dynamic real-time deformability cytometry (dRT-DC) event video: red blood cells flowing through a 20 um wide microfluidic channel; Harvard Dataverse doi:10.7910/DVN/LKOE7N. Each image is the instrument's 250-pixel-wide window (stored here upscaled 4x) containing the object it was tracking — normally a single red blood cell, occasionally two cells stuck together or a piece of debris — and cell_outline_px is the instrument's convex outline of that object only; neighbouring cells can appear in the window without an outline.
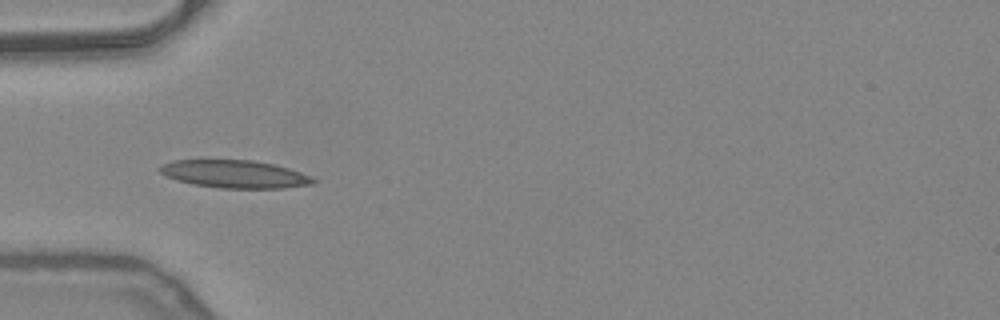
{"species": "common noctule bat (a hibernating species)", "species_latin": "Nyctalus noctula", "temperature_condition": "warm", "stored_images_in_passage": 21, "camera_frame_rate_fps": 3000, "um_per_image_px": 0.085, "animal": {"sex": "female", "body_mass_g": 24.6, "forearm_length_mm": 56.2}, "frame": {"image": 1, "passage_image": 1, "time_ms": 0.0, "image_size_px": [1000, 320], "cell_outline_px": [[316, 184], [284, 188], [220, 188], [192, 184], [176, 180], [160, 172], [156, 168], [172, 160], [252, 160], [276, 164], [312, 176], [316, 180]], "centroid_in_image_um": [19.98, 14.8], "position_along_channel_um": 65.0, "area_um2": 24.97}}
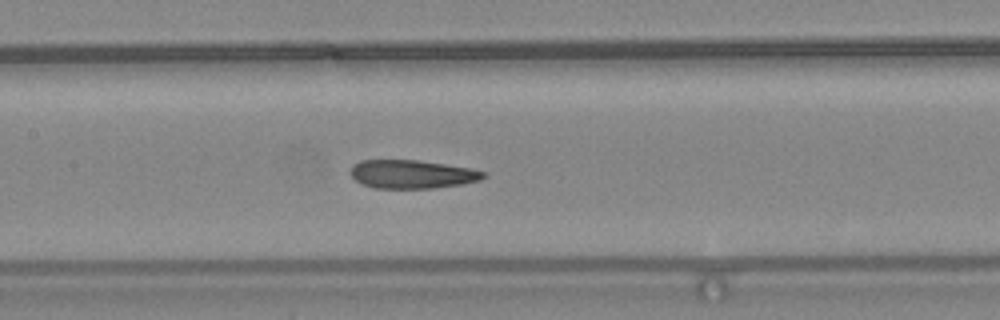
{"frame": {"image": 2, "passage_image": 9, "time_ms": 2.667, "image_size_px": [1000, 320], "cell_outline_px": [[488, 176], [480, 180], [464, 184], [436, 188], [372, 188], [360, 184], [348, 172], [352, 164], [360, 160], [420, 160], [472, 168], [488, 172]], "centroid_in_image_um": [35.04, 14.8], "position_along_channel_um": 172.4, "area_um2": 22.6}}
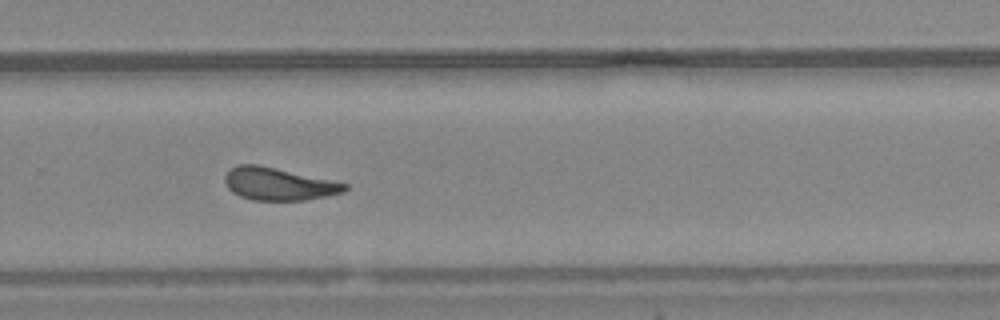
{"frame": {"image": 3, "passage_image": 19, "time_ms": 6.0, "image_size_px": [1000, 320], "cell_outline_px": [[348, 188], [344, 192], [328, 196], [304, 200], [252, 200], [240, 196], [232, 192], [224, 184], [224, 176], [236, 164], [260, 164], [332, 180], [348, 184]], "centroid_in_image_um": [23.67, 15.63], "position_along_channel_um": 306.1, "area_um2": 22.95}}